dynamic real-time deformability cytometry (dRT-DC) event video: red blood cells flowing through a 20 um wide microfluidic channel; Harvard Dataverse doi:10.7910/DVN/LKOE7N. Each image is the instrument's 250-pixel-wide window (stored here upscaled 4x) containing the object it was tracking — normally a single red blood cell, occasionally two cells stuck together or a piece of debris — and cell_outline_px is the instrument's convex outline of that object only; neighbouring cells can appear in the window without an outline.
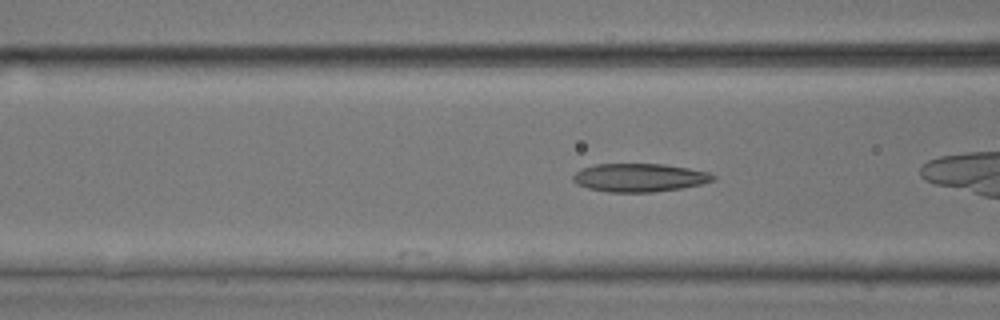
{"species": "common noctule bat (a hibernating species)", "species_latin": "Nyctalus noctula", "temperature_condition": "room temperature", "stored_images_in_passage": 6, "camera_frame_rate_fps": 3000, "um_per_image_px": 0.085, "animal": {"sex": "male", "body_mass_g": 17.9, "forearm_length_mm": 54.2}, "frame": {"image": 1, "passage_image": 6, "time_ms": 1.667, "image_size_px": [1000, 320], "cell_outline_px": [[716, 180], [700, 184], [680, 188], [652, 192], [608, 192], [588, 188], [576, 184], [572, 180], [572, 176], [576, 172], [584, 168], [596, 164], [664, 164], [688, 168], [708, 172], [716, 176]], "centroid_in_image_um": [54.35, 15.1], "position_along_channel_um": 112.3, "area_um2": 23.0}}